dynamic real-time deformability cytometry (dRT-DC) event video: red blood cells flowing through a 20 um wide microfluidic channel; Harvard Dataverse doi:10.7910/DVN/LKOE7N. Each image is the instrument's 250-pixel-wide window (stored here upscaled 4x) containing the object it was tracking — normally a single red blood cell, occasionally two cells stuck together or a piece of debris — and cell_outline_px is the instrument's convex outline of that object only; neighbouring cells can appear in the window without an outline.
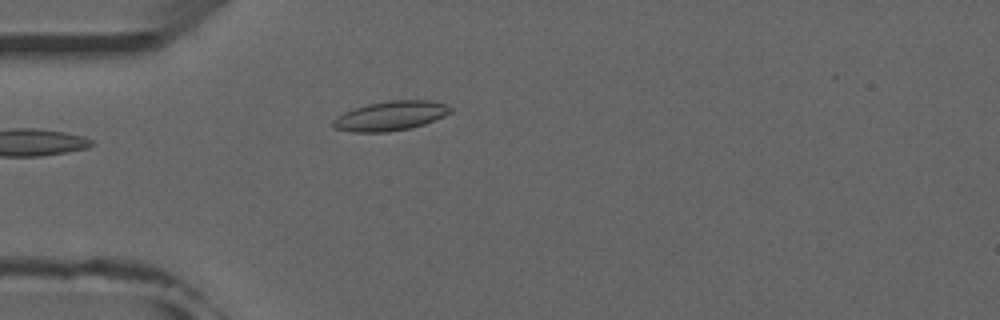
{"species": "common noctule bat (a hibernating species)", "species_latin": "Nyctalus noctula", "temperature_condition": "room temperature", "stored_images_in_passage": 9, "camera_frame_rate_fps": 3000, "um_per_image_px": 0.085, "animal": {"sex": "male", "forearm_length_mm": 52.5}, "frame": {"image": 1, "passage_image": 1, "time_ms": 0.0, "image_size_px": [1000, 320], "cell_outline_px": [[452, 112], [444, 116], [424, 124], [408, 128], [388, 132], [352, 132], [332, 128], [332, 120], [336, 116], [344, 112], [368, 104], [388, 100], [428, 100], [444, 104], [452, 108]], "centroid_in_image_um": [33.16, 9.85], "position_along_channel_um": 51.8, "area_um2": 20.11}}
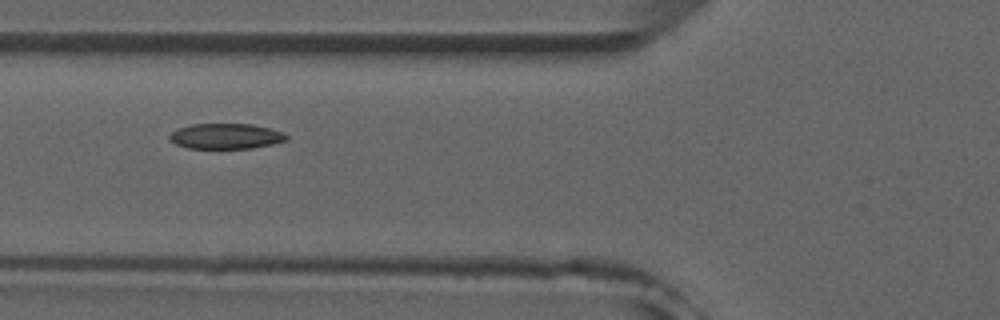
{"frame": {"image": 2, "passage_image": 6, "time_ms": 1.667, "image_size_px": [1000, 320], "cell_outline_px": [[288, 140], [272, 144], [252, 148], [188, 148], [176, 144], [168, 140], [168, 136], [176, 128], [192, 124], [252, 124], [284, 132], [288, 136]], "centroid_in_image_um": [19.18, 11.57], "position_along_channel_um": 106.6, "area_um2": 17.4}}